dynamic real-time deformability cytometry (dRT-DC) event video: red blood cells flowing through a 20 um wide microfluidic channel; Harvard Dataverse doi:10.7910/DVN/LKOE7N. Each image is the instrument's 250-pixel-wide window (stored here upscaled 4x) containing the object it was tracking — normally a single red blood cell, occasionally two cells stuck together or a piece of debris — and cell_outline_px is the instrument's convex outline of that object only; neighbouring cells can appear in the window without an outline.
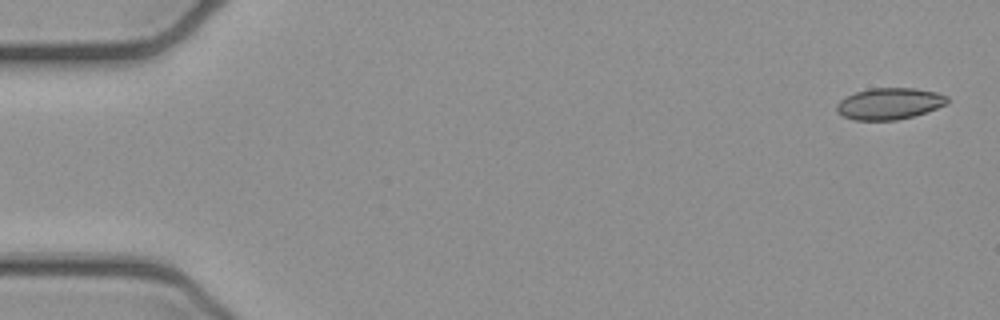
{"species": "common noctule bat (a hibernating species)", "species_latin": "Nyctalus noctula", "temperature_condition": "cold", "stored_images_in_passage": 4, "camera_frame_rate_fps": 3000, "um_per_image_px": 0.085, "animal": {"sex": "female", "body_mass_g": 21.9}, "frame": {"image": 1, "passage_image": 1, "time_ms": 0.0, "image_size_px": [1000, 320], "cell_outline_px": [[948, 104], [912, 116], [896, 120], [856, 120], [844, 116], [836, 112], [836, 104], [840, 100], [856, 92], [872, 88], [916, 88], [936, 92], [948, 96]], "centroid_in_image_um": [75.6, 8.8], "position_along_channel_um": 9.4, "area_um2": 20.17}}
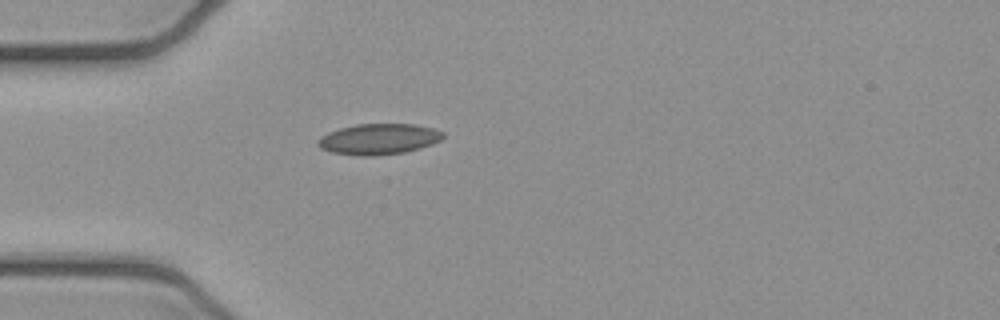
{"frame": {"image": 2, "passage_image": 4, "time_ms": 1.0, "image_size_px": [1000, 320], "cell_outline_px": [[444, 136], [440, 140], [432, 144], [420, 148], [404, 152], [372, 156], [360, 156], [332, 152], [320, 148], [316, 144], [316, 140], [320, 136], [328, 132], [340, 128], [356, 124], [416, 124], [432, 128], [444, 132]], "centroid_in_image_um": [32.16, 11.82], "position_along_channel_um": 52.8, "area_um2": 22.54}}